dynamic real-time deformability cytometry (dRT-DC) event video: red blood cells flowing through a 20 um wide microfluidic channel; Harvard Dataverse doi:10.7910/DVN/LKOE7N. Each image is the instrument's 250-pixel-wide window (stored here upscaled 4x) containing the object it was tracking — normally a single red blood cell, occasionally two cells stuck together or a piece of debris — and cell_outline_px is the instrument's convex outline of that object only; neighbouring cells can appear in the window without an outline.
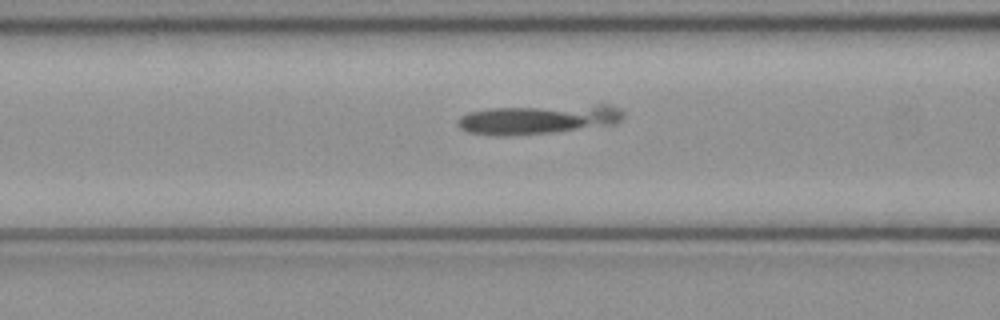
{"species": "common noctule bat (a hibernating species)", "species_latin": "Nyctalus noctula", "temperature_condition": "cold", "stored_images_in_passage": 45, "camera_frame_rate_fps": 3000, "um_per_image_px": 0.085, "animal": {"sex": "female", "body_mass_g": 21.9}, "frame": {"image": 1, "passage_image": 20, "time_ms": 6.333, "image_size_px": [1000, 320], "cell_outline_px": [[624, 116], [616, 124], [552, 132], [512, 136], [496, 136], [468, 132], [460, 128], [456, 124], [456, 120], [460, 116], [468, 112], [492, 108], [596, 104], [612, 104], [620, 108], [624, 112]], "centroid_in_image_um": [45.77, 10.13], "position_along_channel_um": 120.8, "area_um2": 28.78}}
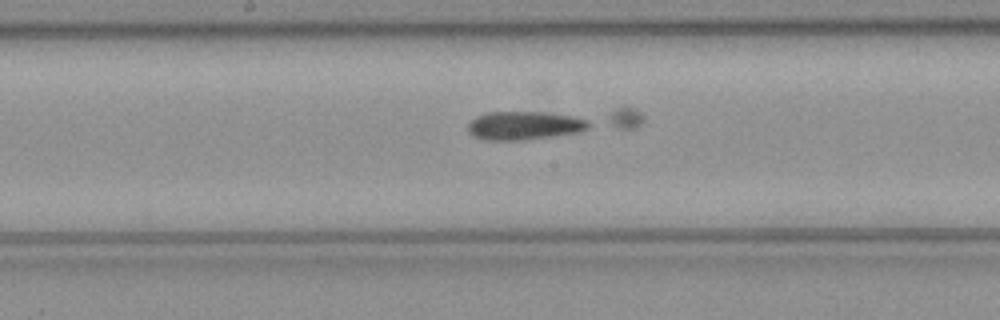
{"frame": {"image": 2, "passage_image": 26, "time_ms": 8.333, "image_size_px": [1000, 320], "cell_outline_px": [[592, 124], [588, 128], [580, 132], [524, 140], [488, 140], [476, 136], [468, 132], [468, 124], [476, 116], [488, 112], [540, 112], [568, 116], [584, 120]], "centroid_in_image_um": [44.53, 10.68], "position_along_channel_um": 203.7, "area_um2": 19.65}}
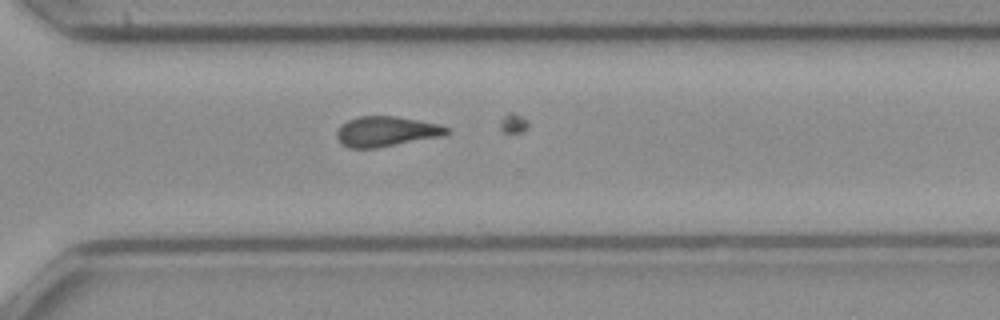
{"frame": {"image": 3, "passage_image": 36, "time_ms": 11.667, "image_size_px": [1000, 320], "cell_outline_px": [[452, 132], [444, 136], [376, 148], [348, 148], [336, 136], [336, 132], [340, 124], [348, 120], [360, 116], [396, 116], [440, 124], [448, 128]], "centroid_in_image_um": [32.86, 11.17], "position_along_channel_um": 337.7, "area_um2": 19.42}}